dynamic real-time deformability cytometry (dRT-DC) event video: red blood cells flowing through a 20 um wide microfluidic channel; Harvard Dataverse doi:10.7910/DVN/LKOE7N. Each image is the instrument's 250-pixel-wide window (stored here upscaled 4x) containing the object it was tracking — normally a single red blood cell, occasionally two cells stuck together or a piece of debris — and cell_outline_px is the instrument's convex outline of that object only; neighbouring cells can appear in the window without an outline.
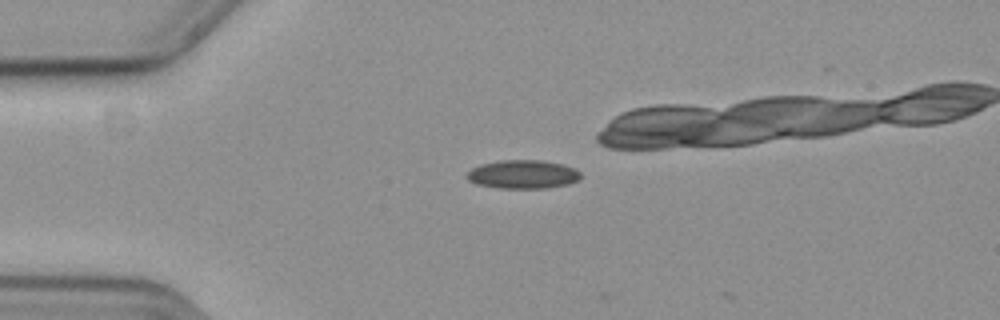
{"species": "common noctule bat (a hibernating species)", "species_latin": "Nyctalus noctula", "temperature_condition": "cold", "stored_images_in_passage": 2, "camera_frame_rate_fps": 3000, "um_per_image_px": 0.085, "animal": {"sex": "female", "body_mass_g": 19.3, "forearm_length_mm": 54.1}, "frame": {"image": 1, "passage_image": 1, "time_ms": 0.0, "image_size_px": [1000, 320], "cell_outline_px": [[580, 176], [576, 180], [568, 184], [544, 188], [500, 188], [476, 184], [468, 180], [468, 172], [472, 168], [480, 164], [500, 160], [544, 160], [564, 164], [580, 172]], "centroid_in_image_um": [44.43, 14.81], "position_along_channel_um": 40.6, "area_um2": 18.84}}